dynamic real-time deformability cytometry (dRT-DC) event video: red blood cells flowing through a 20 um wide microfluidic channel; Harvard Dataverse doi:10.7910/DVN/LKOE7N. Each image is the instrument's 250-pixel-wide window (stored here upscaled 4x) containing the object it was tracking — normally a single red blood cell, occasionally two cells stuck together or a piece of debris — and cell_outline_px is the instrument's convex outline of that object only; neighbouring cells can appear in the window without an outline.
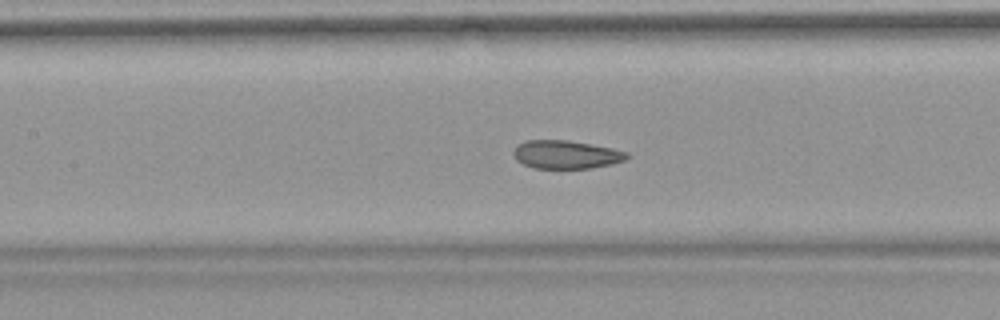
{"species": "common noctule bat (a hibernating species)", "species_latin": "Nyctalus noctula", "temperature_condition": "warm", "stored_images_in_passage": 29, "camera_frame_rate_fps": 3000, "um_per_image_px": 0.085, "animal": {"sex": "female", "body_mass_g": 18.4}, "frame": {"image": 1, "passage_image": 13, "time_ms": 4.0, "image_size_px": [1000, 320], "cell_outline_px": [[632, 156], [624, 160], [612, 164], [592, 168], [532, 168], [516, 160], [512, 152], [520, 144], [528, 140], [568, 140], [592, 144], [612, 148], [628, 152]], "centroid_in_image_um": [48.16, 13.14], "position_along_channel_um": 159.2, "area_um2": 18.73}}